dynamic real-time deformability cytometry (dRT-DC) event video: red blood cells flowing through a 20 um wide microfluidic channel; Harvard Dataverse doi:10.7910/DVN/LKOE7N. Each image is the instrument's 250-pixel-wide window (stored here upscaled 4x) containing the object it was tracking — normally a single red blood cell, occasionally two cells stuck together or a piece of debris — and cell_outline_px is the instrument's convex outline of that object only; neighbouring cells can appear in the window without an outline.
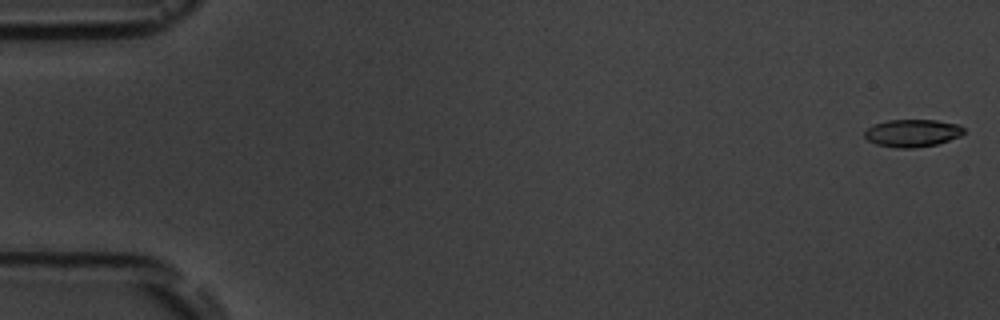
{"species": "common noctule bat (a hibernating species)", "species_latin": "Nyctalus noctula", "temperature_condition": "room temperature", "stored_images_in_passage": 9, "camera_frame_rate_fps": 3000, "um_per_image_px": 0.085, "animal": {"sex": "male", "body_mass_g": 19.5, "forearm_length_mm": 54.6}, "frame": {"image": 1, "passage_image": 1, "time_ms": 0.0, "image_size_px": [1000, 320], "cell_outline_px": [[964, 132], [960, 136], [936, 144], [916, 148], [896, 148], [876, 144], [868, 140], [864, 136], [864, 132], [872, 124], [888, 120], [936, 120], [960, 124], [964, 128]], "centroid_in_image_um": [77.54, 11.3], "position_along_channel_um": 7.5, "area_um2": 16.01}}
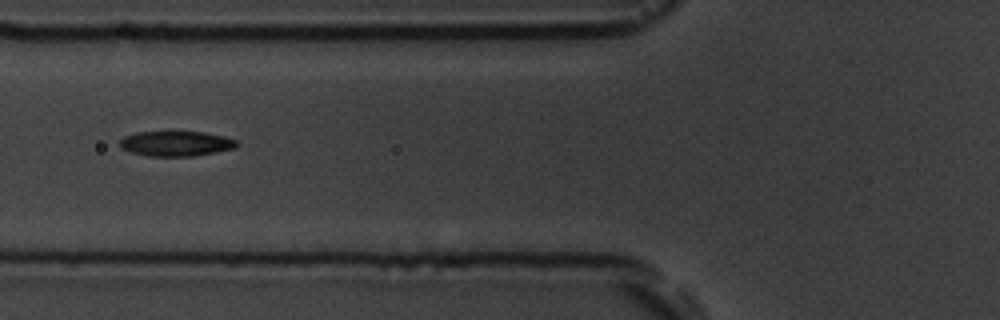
{"frame": {"image": 2, "passage_image": 7, "time_ms": 7.0, "image_size_px": [1000, 320], "cell_outline_px": [[240, 144], [236, 148], [216, 152], [192, 156], [148, 156], [132, 152], [120, 148], [120, 140], [124, 136], [136, 132], [204, 132], [224, 136], [236, 140]], "centroid_in_image_um": [14.98, 12.2], "position_along_channel_um": 110.8, "area_um2": 17.11}}
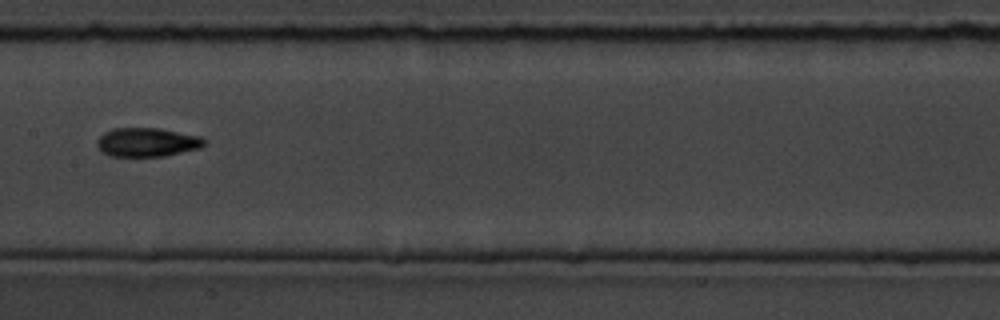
{"frame": {"image": 3, "passage_image": 9, "time_ms": 9.333, "image_size_px": [1000, 320], "cell_outline_px": [[208, 140], [200, 148], [164, 156], [112, 156], [104, 152], [96, 144], [96, 140], [104, 132], [112, 128], [160, 128], [200, 136]], "centroid_in_image_um": [12.52, 12.08], "position_along_channel_um": 194.9, "area_um2": 18.03}}